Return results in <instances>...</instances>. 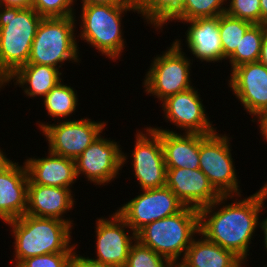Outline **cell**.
Here are the masks:
<instances>
[{"instance_id":"cell-1","label":"cell","mask_w":267,"mask_h":267,"mask_svg":"<svg viewBox=\"0 0 267 267\" xmlns=\"http://www.w3.org/2000/svg\"><path fill=\"white\" fill-rule=\"evenodd\" d=\"M241 196H220L211 205L201 208L199 232L247 263L251 240L259 227V217L262 218L260 214L264 215V210L266 213L267 181L252 195L243 199ZM228 199L233 200L226 203Z\"/></svg>"},{"instance_id":"cell-2","label":"cell","mask_w":267,"mask_h":267,"mask_svg":"<svg viewBox=\"0 0 267 267\" xmlns=\"http://www.w3.org/2000/svg\"><path fill=\"white\" fill-rule=\"evenodd\" d=\"M5 224L14 237V259L10 261L14 265L11 266L17 267L29 257L77 250V243L71 244L74 227L66 221L24 214Z\"/></svg>"},{"instance_id":"cell-3","label":"cell","mask_w":267,"mask_h":267,"mask_svg":"<svg viewBox=\"0 0 267 267\" xmlns=\"http://www.w3.org/2000/svg\"><path fill=\"white\" fill-rule=\"evenodd\" d=\"M43 17L35 9L0 5V87L28 63Z\"/></svg>"},{"instance_id":"cell-4","label":"cell","mask_w":267,"mask_h":267,"mask_svg":"<svg viewBox=\"0 0 267 267\" xmlns=\"http://www.w3.org/2000/svg\"><path fill=\"white\" fill-rule=\"evenodd\" d=\"M80 34L77 38L98 50L102 56L116 62L123 56L126 40L123 18L126 13L138 12L137 5L89 4L80 5ZM128 11V12H127ZM125 40V41H124Z\"/></svg>"},{"instance_id":"cell-5","label":"cell","mask_w":267,"mask_h":267,"mask_svg":"<svg viewBox=\"0 0 267 267\" xmlns=\"http://www.w3.org/2000/svg\"><path fill=\"white\" fill-rule=\"evenodd\" d=\"M199 233V210L184 207L175 215L147 224L136 239L171 263L180 262Z\"/></svg>"},{"instance_id":"cell-6","label":"cell","mask_w":267,"mask_h":267,"mask_svg":"<svg viewBox=\"0 0 267 267\" xmlns=\"http://www.w3.org/2000/svg\"><path fill=\"white\" fill-rule=\"evenodd\" d=\"M76 16L43 18L35 34L27 64L46 65L61 71L63 63H79Z\"/></svg>"},{"instance_id":"cell-7","label":"cell","mask_w":267,"mask_h":267,"mask_svg":"<svg viewBox=\"0 0 267 267\" xmlns=\"http://www.w3.org/2000/svg\"><path fill=\"white\" fill-rule=\"evenodd\" d=\"M181 41V37L175 39L162 54L154 56L143 78L144 92L158 98L159 102L194 87L191 81V66L194 60L182 51Z\"/></svg>"},{"instance_id":"cell-8","label":"cell","mask_w":267,"mask_h":267,"mask_svg":"<svg viewBox=\"0 0 267 267\" xmlns=\"http://www.w3.org/2000/svg\"><path fill=\"white\" fill-rule=\"evenodd\" d=\"M229 136L217 131L200 134L199 169L221 196L242 195Z\"/></svg>"},{"instance_id":"cell-9","label":"cell","mask_w":267,"mask_h":267,"mask_svg":"<svg viewBox=\"0 0 267 267\" xmlns=\"http://www.w3.org/2000/svg\"><path fill=\"white\" fill-rule=\"evenodd\" d=\"M59 120L57 123L37 121L38 129L48 143V151L75 160L105 130L108 121L90 118Z\"/></svg>"},{"instance_id":"cell-10","label":"cell","mask_w":267,"mask_h":267,"mask_svg":"<svg viewBox=\"0 0 267 267\" xmlns=\"http://www.w3.org/2000/svg\"><path fill=\"white\" fill-rule=\"evenodd\" d=\"M100 135L81 155L75 159L76 175L84 176L94 185L105 186L119 177L126 166L127 156L119 142ZM118 175V176H117Z\"/></svg>"},{"instance_id":"cell-11","label":"cell","mask_w":267,"mask_h":267,"mask_svg":"<svg viewBox=\"0 0 267 267\" xmlns=\"http://www.w3.org/2000/svg\"><path fill=\"white\" fill-rule=\"evenodd\" d=\"M144 129V130H143ZM137 130L131 154L133 176L141 190H150L166 185V164L160 140V130L150 126Z\"/></svg>"},{"instance_id":"cell-12","label":"cell","mask_w":267,"mask_h":267,"mask_svg":"<svg viewBox=\"0 0 267 267\" xmlns=\"http://www.w3.org/2000/svg\"><path fill=\"white\" fill-rule=\"evenodd\" d=\"M140 191L115 210L135 234L147 224L175 215L185 207L166 186Z\"/></svg>"},{"instance_id":"cell-13","label":"cell","mask_w":267,"mask_h":267,"mask_svg":"<svg viewBox=\"0 0 267 267\" xmlns=\"http://www.w3.org/2000/svg\"><path fill=\"white\" fill-rule=\"evenodd\" d=\"M96 219V256L90 258L100 263L124 267L136 234L116 211L108 218L102 216Z\"/></svg>"},{"instance_id":"cell-14","label":"cell","mask_w":267,"mask_h":267,"mask_svg":"<svg viewBox=\"0 0 267 267\" xmlns=\"http://www.w3.org/2000/svg\"><path fill=\"white\" fill-rule=\"evenodd\" d=\"M196 87L168 96L160 102L163 116L167 123H173L181 133H198L203 135L212 134L217 127L209 120L203 99Z\"/></svg>"},{"instance_id":"cell-15","label":"cell","mask_w":267,"mask_h":267,"mask_svg":"<svg viewBox=\"0 0 267 267\" xmlns=\"http://www.w3.org/2000/svg\"><path fill=\"white\" fill-rule=\"evenodd\" d=\"M228 87L252 120L267 111V67L251 62L230 71Z\"/></svg>"},{"instance_id":"cell-16","label":"cell","mask_w":267,"mask_h":267,"mask_svg":"<svg viewBox=\"0 0 267 267\" xmlns=\"http://www.w3.org/2000/svg\"><path fill=\"white\" fill-rule=\"evenodd\" d=\"M165 186L177 196L185 207L197 210L211 205L221 196L200 169H167Z\"/></svg>"},{"instance_id":"cell-17","label":"cell","mask_w":267,"mask_h":267,"mask_svg":"<svg viewBox=\"0 0 267 267\" xmlns=\"http://www.w3.org/2000/svg\"><path fill=\"white\" fill-rule=\"evenodd\" d=\"M72 189L62 187H51L34 184L30 179L27 188L26 214L36 217L56 218L70 223L72 219L65 218L76 204L75 194ZM68 211V212H67Z\"/></svg>"},{"instance_id":"cell-18","label":"cell","mask_w":267,"mask_h":267,"mask_svg":"<svg viewBox=\"0 0 267 267\" xmlns=\"http://www.w3.org/2000/svg\"><path fill=\"white\" fill-rule=\"evenodd\" d=\"M14 160L0 171V220L6 223L26 214L28 171Z\"/></svg>"},{"instance_id":"cell-19","label":"cell","mask_w":267,"mask_h":267,"mask_svg":"<svg viewBox=\"0 0 267 267\" xmlns=\"http://www.w3.org/2000/svg\"><path fill=\"white\" fill-rule=\"evenodd\" d=\"M169 22H181L189 25L184 40L188 51L198 59L197 62L200 60L201 63H222L223 48L218 28V16Z\"/></svg>"},{"instance_id":"cell-20","label":"cell","mask_w":267,"mask_h":267,"mask_svg":"<svg viewBox=\"0 0 267 267\" xmlns=\"http://www.w3.org/2000/svg\"><path fill=\"white\" fill-rule=\"evenodd\" d=\"M45 157H27L24 163L34 184L72 189L76 182L75 160L48 151Z\"/></svg>"},{"instance_id":"cell-21","label":"cell","mask_w":267,"mask_h":267,"mask_svg":"<svg viewBox=\"0 0 267 267\" xmlns=\"http://www.w3.org/2000/svg\"><path fill=\"white\" fill-rule=\"evenodd\" d=\"M152 128L160 130L166 169H199L200 134L177 133L161 126Z\"/></svg>"},{"instance_id":"cell-22","label":"cell","mask_w":267,"mask_h":267,"mask_svg":"<svg viewBox=\"0 0 267 267\" xmlns=\"http://www.w3.org/2000/svg\"><path fill=\"white\" fill-rule=\"evenodd\" d=\"M198 236H201L198 238ZM180 263L184 267H245L233 252L208 240L200 232L195 236ZM244 265V266H243Z\"/></svg>"},{"instance_id":"cell-23","label":"cell","mask_w":267,"mask_h":267,"mask_svg":"<svg viewBox=\"0 0 267 267\" xmlns=\"http://www.w3.org/2000/svg\"><path fill=\"white\" fill-rule=\"evenodd\" d=\"M63 72L57 68L26 64L20 67L7 81L0 87L5 88L12 81L14 85L19 86L28 98L44 97L62 78ZM24 88V89H23Z\"/></svg>"},{"instance_id":"cell-24","label":"cell","mask_w":267,"mask_h":267,"mask_svg":"<svg viewBox=\"0 0 267 267\" xmlns=\"http://www.w3.org/2000/svg\"><path fill=\"white\" fill-rule=\"evenodd\" d=\"M62 79L56 84L44 97L43 105L49 117L67 120L68 116H72L78 110V94L73 87L64 84ZM77 109V110H76ZM56 118V119H55ZM62 118V119H61Z\"/></svg>"},{"instance_id":"cell-25","label":"cell","mask_w":267,"mask_h":267,"mask_svg":"<svg viewBox=\"0 0 267 267\" xmlns=\"http://www.w3.org/2000/svg\"><path fill=\"white\" fill-rule=\"evenodd\" d=\"M184 4L185 0H136L138 15L159 33Z\"/></svg>"},{"instance_id":"cell-26","label":"cell","mask_w":267,"mask_h":267,"mask_svg":"<svg viewBox=\"0 0 267 267\" xmlns=\"http://www.w3.org/2000/svg\"><path fill=\"white\" fill-rule=\"evenodd\" d=\"M264 29L262 24H252L244 33L239 47L227 59L231 65V71L240 65L257 62L260 57Z\"/></svg>"},{"instance_id":"cell-27","label":"cell","mask_w":267,"mask_h":267,"mask_svg":"<svg viewBox=\"0 0 267 267\" xmlns=\"http://www.w3.org/2000/svg\"><path fill=\"white\" fill-rule=\"evenodd\" d=\"M252 25L251 22L231 17L226 13L218 16V28L223 48V60H227L239 47V42L246 30Z\"/></svg>"},{"instance_id":"cell-28","label":"cell","mask_w":267,"mask_h":267,"mask_svg":"<svg viewBox=\"0 0 267 267\" xmlns=\"http://www.w3.org/2000/svg\"><path fill=\"white\" fill-rule=\"evenodd\" d=\"M225 12L226 0H185L184 7L170 21L217 17Z\"/></svg>"},{"instance_id":"cell-29","label":"cell","mask_w":267,"mask_h":267,"mask_svg":"<svg viewBox=\"0 0 267 267\" xmlns=\"http://www.w3.org/2000/svg\"><path fill=\"white\" fill-rule=\"evenodd\" d=\"M171 262L137 239L132 243L124 267H168Z\"/></svg>"},{"instance_id":"cell-30","label":"cell","mask_w":267,"mask_h":267,"mask_svg":"<svg viewBox=\"0 0 267 267\" xmlns=\"http://www.w3.org/2000/svg\"><path fill=\"white\" fill-rule=\"evenodd\" d=\"M225 13L252 24H261L260 0H226Z\"/></svg>"},{"instance_id":"cell-31","label":"cell","mask_w":267,"mask_h":267,"mask_svg":"<svg viewBox=\"0 0 267 267\" xmlns=\"http://www.w3.org/2000/svg\"><path fill=\"white\" fill-rule=\"evenodd\" d=\"M76 2L77 0H33L32 8L43 18L76 16Z\"/></svg>"},{"instance_id":"cell-32","label":"cell","mask_w":267,"mask_h":267,"mask_svg":"<svg viewBox=\"0 0 267 267\" xmlns=\"http://www.w3.org/2000/svg\"><path fill=\"white\" fill-rule=\"evenodd\" d=\"M73 253H49L29 257L17 267H71Z\"/></svg>"},{"instance_id":"cell-33","label":"cell","mask_w":267,"mask_h":267,"mask_svg":"<svg viewBox=\"0 0 267 267\" xmlns=\"http://www.w3.org/2000/svg\"><path fill=\"white\" fill-rule=\"evenodd\" d=\"M71 267H119V266L97 262L89 258L88 255L87 257H85V255L82 256L80 254H77L75 250L71 260Z\"/></svg>"},{"instance_id":"cell-34","label":"cell","mask_w":267,"mask_h":267,"mask_svg":"<svg viewBox=\"0 0 267 267\" xmlns=\"http://www.w3.org/2000/svg\"><path fill=\"white\" fill-rule=\"evenodd\" d=\"M82 5L109 4V5H136V0H81Z\"/></svg>"},{"instance_id":"cell-35","label":"cell","mask_w":267,"mask_h":267,"mask_svg":"<svg viewBox=\"0 0 267 267\" xmlns=\"http://www.w3.org/2000/svg\"><path fill=\"white\" fill-rule=\"evenodd\" d=\"M252 122H257L259 133L262 135L263 141L267 142V111L257 115Z\"/></svg>"},{"instance_id":"cell-36","label":"cell","mask_w":267,"mask_h":267,"mask_svg":"<svg viewBox=\"0 0 267 267\" xmlns=\"http://www.w3.org/2000/svg\"><path fill=\"white\" fill-rule=\"evenodd\" d=\"M33 0H0V5L7 7L29 8Z\"/></svg>"},{"instance_id":"cell-37","label":"cell","mask_w":267,"mask_h":267,"mask_svg":"<svg viewBox=\"0 0 267 267\" xmlns=\"http://www.w3.org/2000/svg\"><path fill=\"white\" fill-rule=\"evenodd\" d=\"M258 61L267 67V34L266 33H264V37H263L262 45H261L260 57Z\"/></svg>"},{"instance_id":"cell-38","label":"cell","mask_w":267,"mask_h":267,"mask_svg":"<svg viewBox=\"0 0 267 267\" xmlns=\"http://www.w3.org/2000/svg\"><path fill=\"white\" fill-rule=\"evenodd\" d=\"M259 220H260L259 221V227H260V229H262L260 231L263 232V234H261V235L264 236V238H263L264 240L262 242L264 244V249H266V253H267V217L264 219H259Z\"/></svg>"},{"instance_id":"cell-39","label":"cell","mask_w":267,"mask_h":267,"mask_svg":"<svg viewBox=\"0 0 267 267\" xmlns=\"http://www.w3.org/2000/svg\"><path fill=\"white\" fill-rule=\"evenodd\" d=\"M4 153L3 149L0 148V171L5 169L12 162Z\"/></svg>"},{"instance_id":"cell-40","label":"cell","mask_w":267,"mask_h":267,"mask_svg":"<svg viewBox=\"0 0 267 267\" xmlns=\"http://www.w3.org/2000/svg\"><path fill=\"white\" fill-rule=\"evenodd\" d=\"M260 7H261V24L263 19L267 17V0H260Z\"/></svg>"},{"instance_id":"cell-41","label":"cell","mask_w":267,"mask_h":267,"mask_svg":"<svg viewBox=\"0 0 267 267\" xmlns=\"http://www.w3.org/2000/svg\"><path fill=\"white\" fill-rule=\"evenodd\" d=\"M262 26H263V29H264V33L267 34V17H265L263 19Z\"/></svg>"},{"instance_id":"cell-42","label":"cell","mask_w":267,"mask_h":267,"mask_svg":"<svg viewBox=\"0 0 267 267\" xmlns=\"http://www.w3.org/2000/svg\"><path fill=\"white\" fill-rule=\"evenodd\" d=\"M168 267H184L180 262L171 263Z\"/></svg>"}]
</instances>
